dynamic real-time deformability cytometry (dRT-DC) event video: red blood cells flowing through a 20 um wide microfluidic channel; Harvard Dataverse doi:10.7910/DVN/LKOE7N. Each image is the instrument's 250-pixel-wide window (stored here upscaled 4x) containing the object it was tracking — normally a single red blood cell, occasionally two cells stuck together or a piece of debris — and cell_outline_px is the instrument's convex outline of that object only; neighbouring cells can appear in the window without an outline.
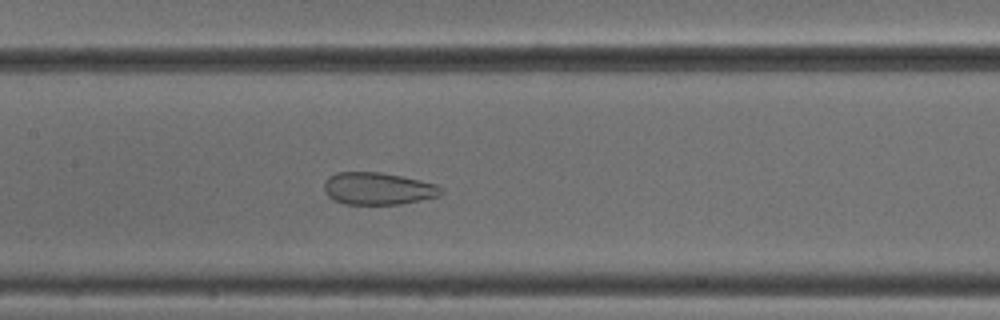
{"species": "common noctule bat (a hibernating species)", "species_latin": "Nyctalus noctula", "temperature_condition": "cold", "stored_images_in_passage": 52, "camera_frame_rate_fps": 3000, "um_per_image_px": 0.085, "animal": {"sex": "male", "body_mass_g": 18.8}, "frame": {"image": 1, "passage_image": 25, "time_ms": 8.0, "image_size_px": [1000, 320], "cell_outline_px": [[444, 192], [440, 196], [400, 204], [344, 204], [328, 196], [324, 192], [324, 184], [328, 176], [336, 172], [380, 172], [420, 180], [436, 184], [444, 188]], "centroid_in_image_um": [32.14, 16.03], "position_along_channel_um": 175.3, "area_um2": 22.08}}
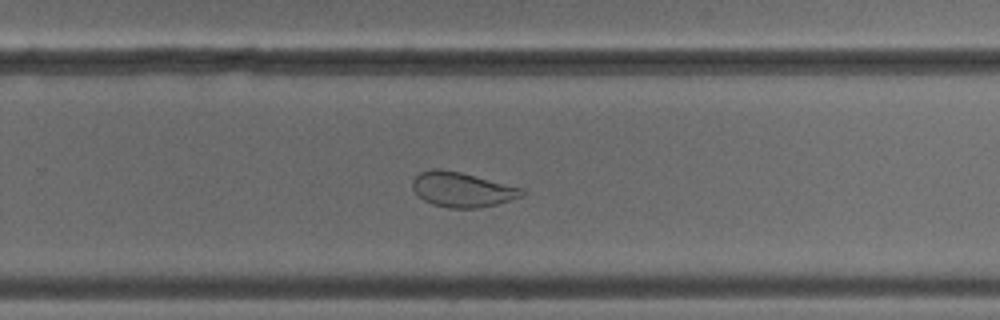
{"frame": {"image": 2, "passage_image": 34, "time_ms": 11.0, "image_size_px": [1000, 320], "cell_outline_px": [[524, 196], [496, 204], [476, 208], [448, 208], [432, 204], [424, 200], [412, 188], [412, 180], [420, 172], [432, 168], [440, 168], [460, 172], [524, 188]], "centroid_in_image_um": [39.28, 16.1], "position_along_channel_um": 290.5, "area_um2": 22.2}}
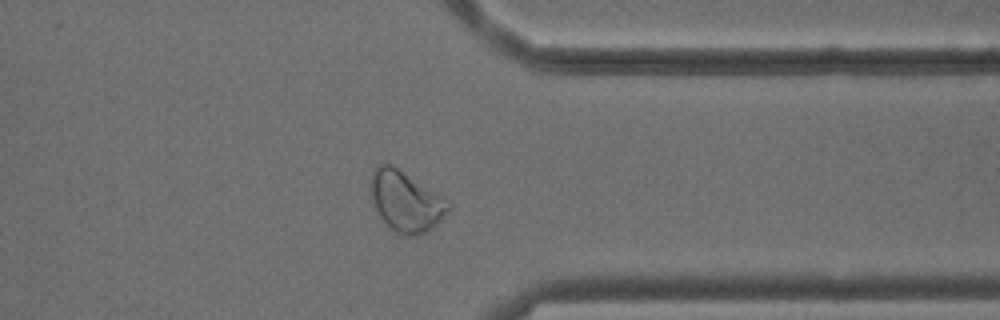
{"frame": {"image": 3, "passage_image": 41, "time_ms": 13.333, "image_size_px": [1000, 320], "cell_outline_px": [[452, 208], [432, 228], [416, 236], [404, 236], [396, 232], [380, 216], [372, 200], [372, 172], [380, 164], [392, 164], [444, 196], [452, 204]], "centroid_in_image_um": [34.56, 17.11], "position_along_channel_um": 376.8, "area_um2": 27.11}, "authors_computed_cell_mechanics": {"area_um2": 29.7092, "velocity_mm_per_s": 3.8509, "shape_relaxation_time_tau1_ms": null, "shape_relaxation_time_tau2_ms": 0.8058, "deformation_change_tau1": null, "deformation_change_tau2": 0.0754}}